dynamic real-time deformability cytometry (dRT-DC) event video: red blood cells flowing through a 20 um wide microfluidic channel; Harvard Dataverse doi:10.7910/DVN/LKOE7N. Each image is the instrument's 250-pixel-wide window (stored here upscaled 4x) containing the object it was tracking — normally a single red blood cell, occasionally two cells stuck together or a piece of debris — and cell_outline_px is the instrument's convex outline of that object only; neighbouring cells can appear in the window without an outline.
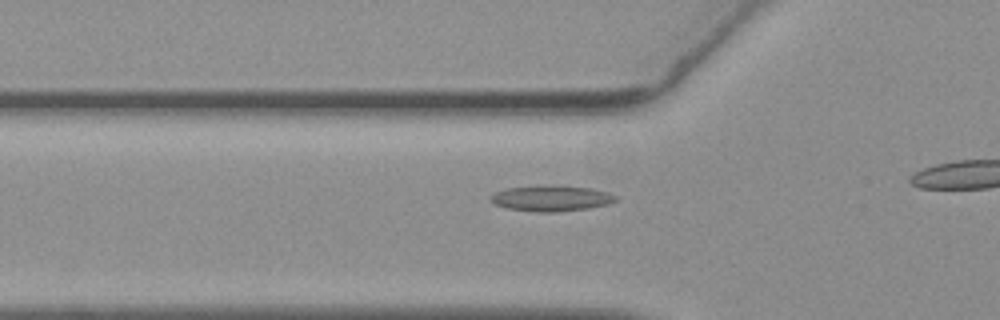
{"species": "common noctule bat (a hibernating species)", "species_latin": "Nyctalus noctula", "temperature_condition": "warm", "stored_images_in_passage": 13, "camera_frame_rate_fps": 3000, "um_per_image_px": 0.085, "animal": {"sex": "female", "body_mass_g": 19.3, "forearm_length_mm": 54.1}, "frame": {"image": 1, "passage_image": 4, "time_ms": 1.0, "image_size_px": [1000, 320], "cell_outline_px": [[620, 200], [608, 204], [588, 208], [560, 212], [536, 212], [508, 208], [496, 204], [492, 200], [492, 196], [496, 192], [508, 188], [552, 184], [592, 188], [608, 192], [620, 196]], "centroid_in_image_um": [46.98, 16.84], "position_along_channel_um": 78.8, "area_um2": 18.96}}
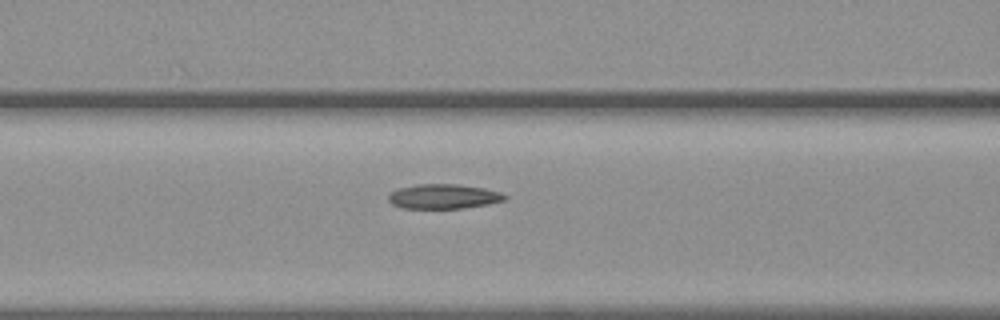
{"frame": {"image": 2, "passage_image": 8, "time_ms": 2.333, "image_size_px": [1000, 320], "cell_outline_px": [[508, 196], [504, 200], [488, 204], [460, 208], [400, 208], [392, 204], [388, 200], [388, 192], [400, 188], [420, 184], [456, 184], [484, 188], [500, 192]], "centroid_in_image_um": [37.67, 16.7], "position_along_channel_um": 128.9, "area_um2": 16.65}}
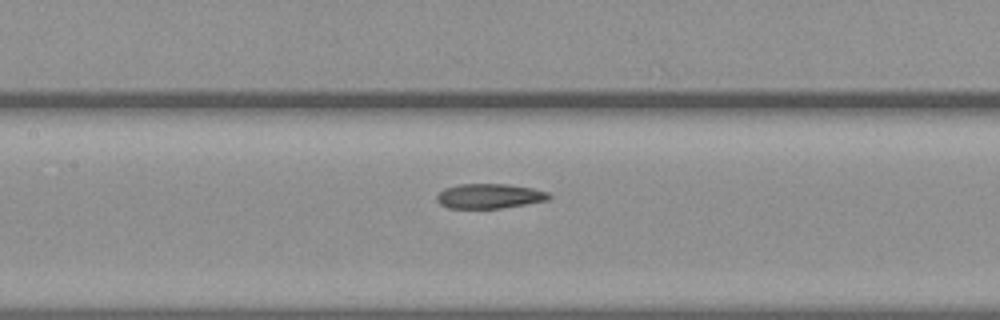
{"frame": {"image": 3, "passage_image": 11, "time_ms": 3.333, "image_size_px": [1000, 320], "cell_outline_px": [[552, 196], [548, 200], [500, 208], [448, 208], [440, 204], [436, 200], [436, 196], [444, 188], [460, 184], [508, 184], [532, 188], [548, 192]], "centroid_in_image_um": [41.59, 16.66], "position_along_channel_um": 165.8, "area_um2": 16.13}}